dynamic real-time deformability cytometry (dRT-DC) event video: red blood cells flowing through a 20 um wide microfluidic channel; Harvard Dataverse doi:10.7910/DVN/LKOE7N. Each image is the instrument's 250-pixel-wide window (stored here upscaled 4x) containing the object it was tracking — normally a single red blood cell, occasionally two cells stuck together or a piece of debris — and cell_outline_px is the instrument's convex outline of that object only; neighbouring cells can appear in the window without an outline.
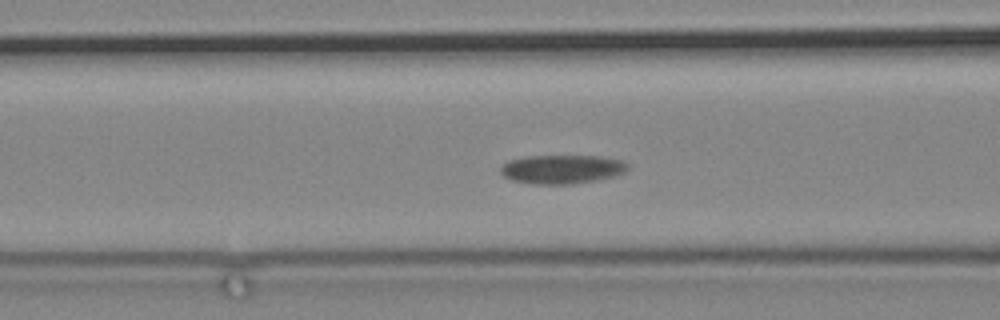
{"species": "common noctule bat (a hibernating species)", "species_latin": "Nyctalus noctula", "temperature_condition": "cold", "stored_images_in_passage": 36, "camera_frame_rate_fps": 3000, "um_per_image_px": 0.085, "animal": {"sex": "male", "body_mass_g": 19.2, "forearm_length_mm": 51.8}, "frame": {"image": 1, "passage_image": 7, "time_ms": 2.0, "image_size_px": [1000, 320], "cell_outline_px": [[628, 168], [624, 172], [612, 176], [596, 180], [572, 184], [532, 184], [512, 180], [504, 176], [500, 172], [500, 168], [508, 160], [524, 156], [600, 156], [624, 160], [628, 164]], "centroid_in_image_um": [47.75, 14.38], "position_along_channel_um": 118.8, "area_um2": 21.44}}
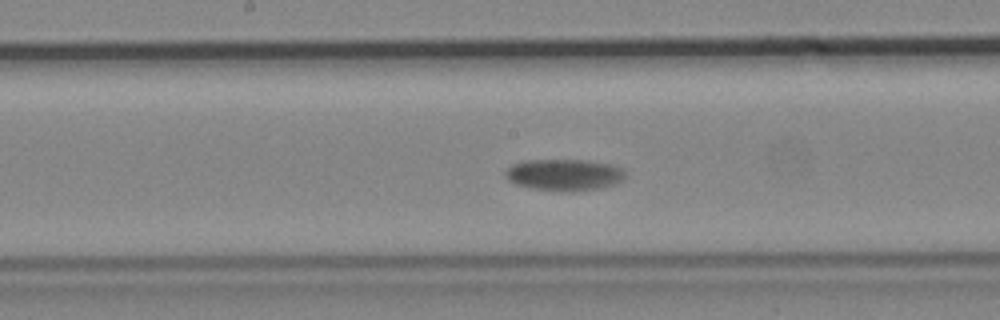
{"frame": {"image": 2, "passage_image": 15, "time_ms": 4.667, "image_size_px": [1000, 320], "cell_outline_px": [[624, 176], [620, 180], [612, 184], [600, 188], [568, 192], [532, 188], [516, 184], [508, 180], [504, 176], [504, 172], [512, 164], [524, 160], [584, 160], [612, 164], [620, 168], [624, 172]], "centroid_in_image_um": [47.9, 14.85], "position_along_channel_um": 200.3, "area_um2": 21.91}}
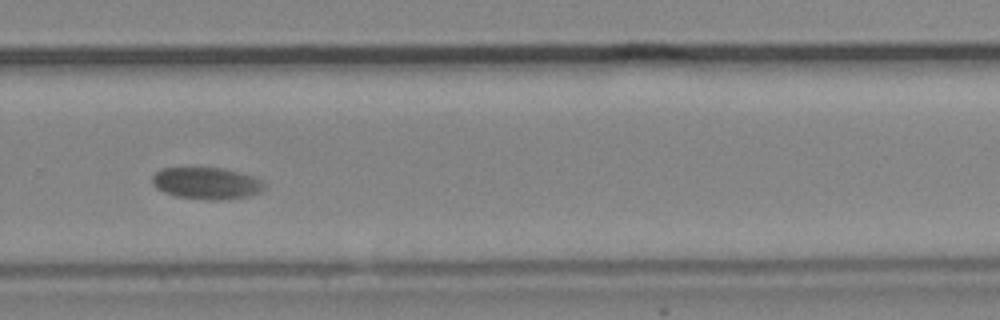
{"frame": {"image": 3, "passage_image": 26, "time_ms": 8.333, "image_size_px": [1000, 320], "cell_outline_px": [[264, 188], [260, 192], [248, 196], [224, 200], [208, 200], [176, 196], [164, 192], [156, 188], [152, 184], [152, 176], [160, 168], [220, 168], [240, 172], [252, 176], [260, 180], [264, 184]], "centroid_in_image_um": [17.53, 15.58], "position_along_channel_um": 312.3, "area_um2": 20.75}}